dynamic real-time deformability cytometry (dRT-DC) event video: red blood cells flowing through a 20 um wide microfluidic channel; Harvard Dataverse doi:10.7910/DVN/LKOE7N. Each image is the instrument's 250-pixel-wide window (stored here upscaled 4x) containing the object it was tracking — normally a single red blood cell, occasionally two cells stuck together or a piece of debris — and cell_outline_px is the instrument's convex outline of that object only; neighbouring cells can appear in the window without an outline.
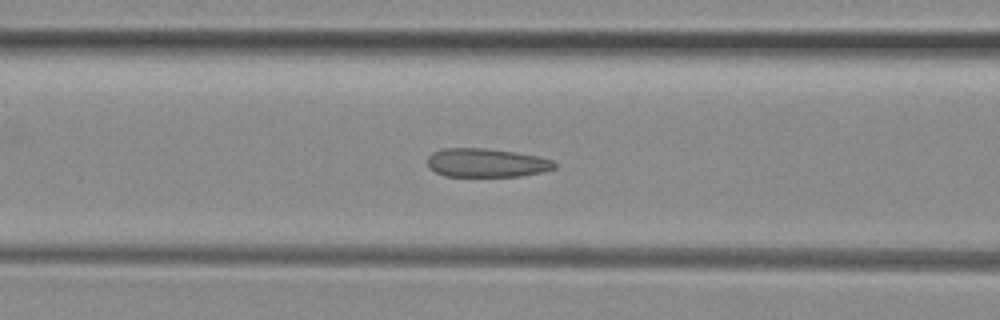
{"species": "common noctule bat (a hibernating species)", "species_latin": "Nyctalus noctula", "temperature_condition": "room temperature", "stored_images_in_passage": 45, "camera_frame_rate_fps": 3000, "um_per_image_px": 0.085, "animal": {"sex": "female", "body_mass_g": 29.2, "forearm_length_mm": 56.3}, "frame": {"image": 1, "passage_image": 19, "time_ms": 6.0, "image_size_px": [1000, 320], "cell_outline_px": [[556, 168], [544, 172], [520, 176], [444, 176], [428, 168], [428, 156], [432, 152], [444, 148], [484, 148], [516, 152], [536, 156], [552, 160], [556, 164]], "centroid_in_image_um": [41.34, 13.84], "position_along_channel_um": 125.3, "area_um2": 21.33}}
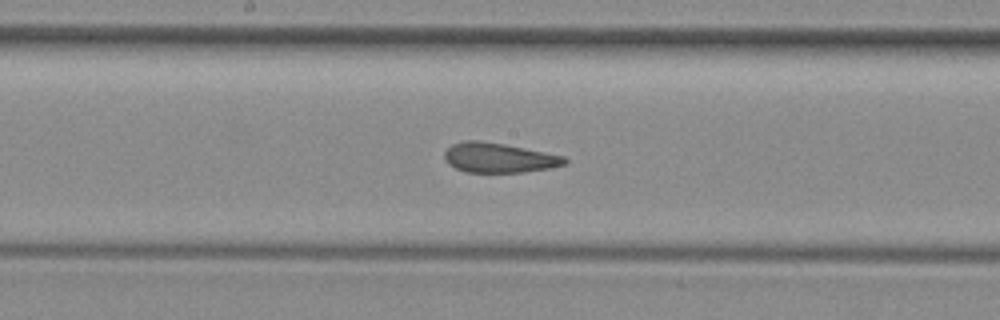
{"frame": {"image": 2, "passage_image": 25, "time_ms": 8.0, "image_size_px": [1000, 320], "cell_outline_px": [[568, 164], [548, 168], [524, 172], [468, 172], [456, 168], [448, 164], [444, 156], [444, 152], [452, 144], [464, 140], [480, 140], [504, 144], [564, 156], [568, 160]], "centroid_in_image_um": [42.4, 13.4], "position_along_channel_um": 205.8, "area_um2": 20.75}}
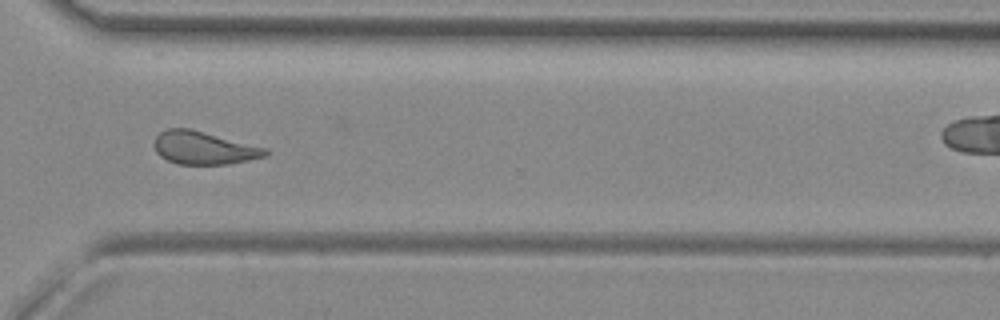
{"frame": {"image": 3, "passage_image": 36, "time_ms": 11.667, "image_size_px": [1000, 320], "cell_outline_px": [[268, 156], [228, 164], [176, 164], [160, 156], [156, 152], [156, 136], [160, 132], [168, 128], [188, 128], [268, 148]], "centroid_in_image_um": [17.35, 12.58], "position_along_channel_um": 353.2, "area_um2": 21.15}, "authors_computed_cell_mechanics": {"area_um2": 21.7328, "velocity_mm_per_s": 4.0235, "shape_relaxation_time_tau1_ms": null, "shape_relaxation_time_tau2_ms": 1.8571, "deformation_change_tau1": null, "deformation_change_tau2": 0.1111}}